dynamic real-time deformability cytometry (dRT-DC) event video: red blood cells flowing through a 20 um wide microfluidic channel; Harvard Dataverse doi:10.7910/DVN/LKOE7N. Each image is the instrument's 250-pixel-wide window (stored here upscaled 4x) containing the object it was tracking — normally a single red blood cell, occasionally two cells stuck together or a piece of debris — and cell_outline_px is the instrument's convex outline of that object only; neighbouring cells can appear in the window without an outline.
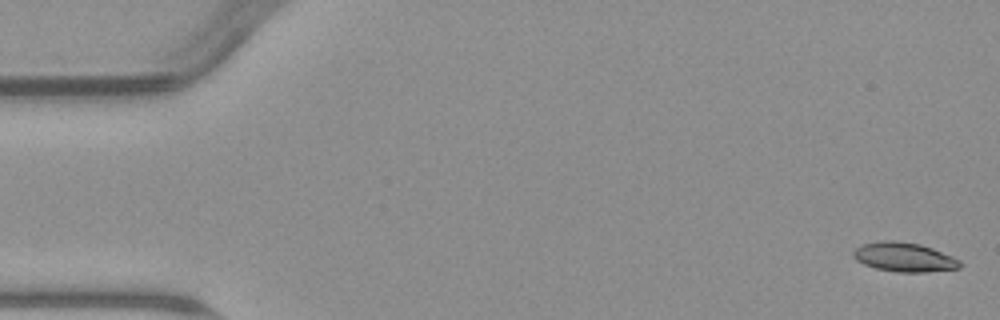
{"species": "common noctule bat (a hibernating species)", "species_latin": "Nyctalus noctula", "temperature_condition": "warm", "stored_images_in_passage": 4, "camera_frame_rate_fps": 3000, "um_per_image_px": 0.085, "animal": {"sex": "male", "body_mass_g": 23.1, "forearm_length_mm": 52.7}, "frame": {"image": 1, "passage_image": 1, "time_ms": 0.0, "image_size_px": [1000, 320], "cell_outline_px": [[964, 264], [960, 268], [924, 272], [896, 272], [876, 268], [864, 264], [856, 260], [852, 256], [852, 252], [860, 244], [884, 240], [892, 240], [920, 244], [932, 248], [952, 256], [960, 260]], "centroid_in_image_um": [76.85, 21.85], "position_along_channel_um": 8.1, "area_um2": 18.26}}
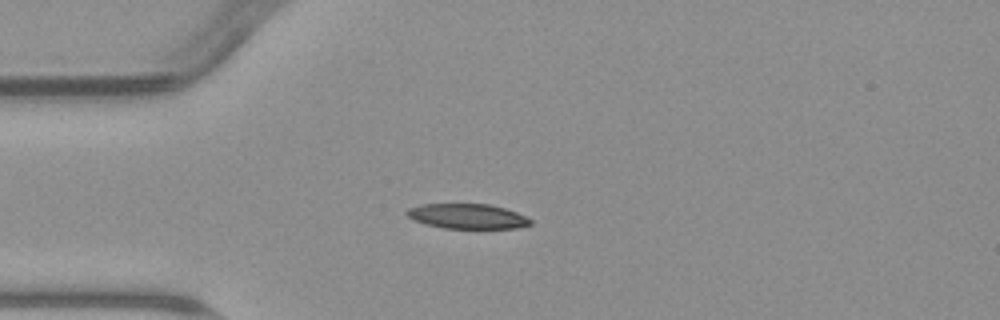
{"frame": {"image": 2, "passage_image": 4, "time_ms": 4.333, "image_size_px": [1000, 320], "cell_outline_px": [[532, 224], [516, 228], [444, 228], [424, 224], [412, 220], [404, 212], [408, 208], [420, 204], [488, 204], [504, 208], [516, 212], [532, 220]], "centroid_in_image_um": [39.68, 18.38], "position_along_channel_um": 45.3, "area_um2": 17.98}}